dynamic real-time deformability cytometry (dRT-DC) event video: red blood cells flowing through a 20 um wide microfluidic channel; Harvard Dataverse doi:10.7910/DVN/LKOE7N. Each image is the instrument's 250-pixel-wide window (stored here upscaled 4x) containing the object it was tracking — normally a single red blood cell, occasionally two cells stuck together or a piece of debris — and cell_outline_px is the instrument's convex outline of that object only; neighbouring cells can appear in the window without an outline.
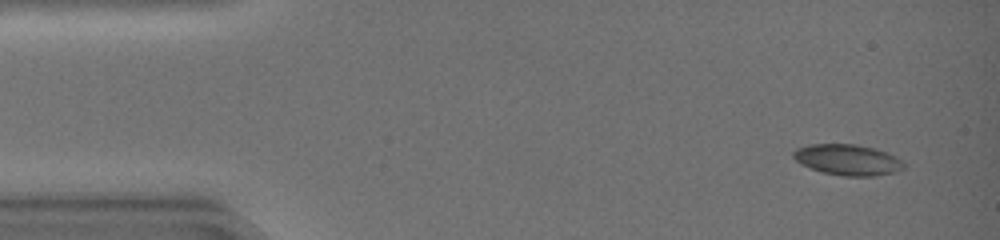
{"species": "common noctule bat (a hibernating species)", "species_latin": "Nyctalus noctula", "temperature_condition": "warm", "stored_images_in_passage": 45, "camera_frame_rate_fps": 3000, "um_per_image_px": 0.085, "animal": {"sex": "female", "body_mass_g": 19.0, "forearm_length_mm": 51.5}, "frame": {"image": 1, "passage_image": 3, "time_ms": 0.667, "image_size_px": [1000, 240], "cell_outline_px": [[904, 168], [896, 172], [876, 176], [844, 176], [820, 172], [800, 164], [792, 156], [792, 152], [796, 148], [812, 144], [852, 144], [872, 148], [884, 152], [900, 160], [904, 164]], "centroid_in_image_um": [71.99, 13.6], "position_along_channel_um": 13.0, "area_um2": 19.71}}
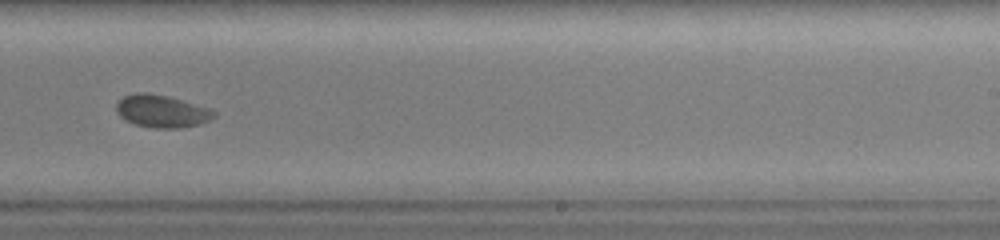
{"frame": {"image": 2, "passage_image": 29, "time_ms": 9.333, "image_size_px": [1000, 240], "cell_outline_px": [[216, 116], [200, 124], [180, 128], [152, 128], [136, 124], [124, 120], [116, 112], [116, 104], [124, 96], [136, 92], [148, 92], [168, 96], [212, 108], [216, 112]], "centroid_in_image_um": [13.76, 9.44], "position_along_channel_um": 275.2, "area_um2": 18.73}}
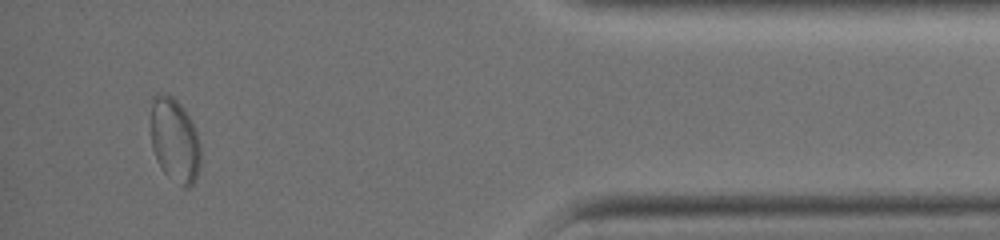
{"frame": {"image": 3, "passage_image": 42, "time_ms": 13.667, "image_size_px": [1000, 240], "cell_outline_px": [[200, 164], [196, 176], [192, 184], [188, 188], [184, 188], [164, 172], [160, 168], [152, 148], [152, 96], [160, 92], [172, 96], [184, 108], [196, 132], [200, 144]], "centroid_in_image_um": [14.85, 11.92], "position_along_channel_um": 420.4, "area_um2": 24.16}, "authors_computed_cell_mechanics": {"area_um2": 18.7272, "velocity_mm_per_s": 4.268, "shape_relaxation_time_tau1_ms": 8.2496, "shape_relaxation_time_tau2_ms": null, "deformation_change_tau1": 0.1605, "deformation_change_tau2": null}}